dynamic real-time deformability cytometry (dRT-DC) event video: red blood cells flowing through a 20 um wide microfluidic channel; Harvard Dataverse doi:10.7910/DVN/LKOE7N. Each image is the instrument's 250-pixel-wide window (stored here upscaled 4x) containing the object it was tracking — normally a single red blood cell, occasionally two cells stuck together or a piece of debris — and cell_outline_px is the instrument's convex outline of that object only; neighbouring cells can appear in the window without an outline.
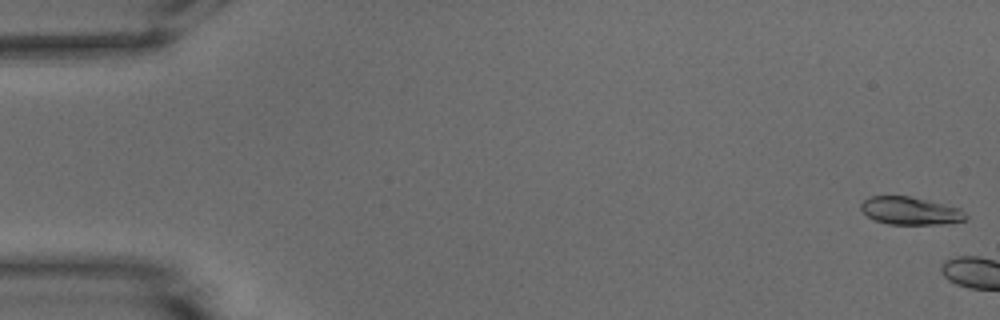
{"species": "common noctule bat (a hibernating species)", "species_latin": "Nyctalus noctula", "temperature_condition": "warm", "stored_images_in_passage": 4, "camera_frame_rate_fps": 3000, "um_per_image_px": 0.085, "animal": {"sex": "male", "body_mass_g": 15.6}, "frame": {"image": 1, "passage_image": 1, "time_ms": 0.0, "image_size_px": [1000, 320], "cell_outline_px": [[968, 216], [964, 220], [944, 224], [888, 224], [876, 220], [868, 216], [860, 208], [860, 204], [868, 196], [908, 196], [960, 208]], "centroid_in_image_um": [77.36, 17.92], "position_along_channel_um": 7.6, "area_um2": 16.76}}